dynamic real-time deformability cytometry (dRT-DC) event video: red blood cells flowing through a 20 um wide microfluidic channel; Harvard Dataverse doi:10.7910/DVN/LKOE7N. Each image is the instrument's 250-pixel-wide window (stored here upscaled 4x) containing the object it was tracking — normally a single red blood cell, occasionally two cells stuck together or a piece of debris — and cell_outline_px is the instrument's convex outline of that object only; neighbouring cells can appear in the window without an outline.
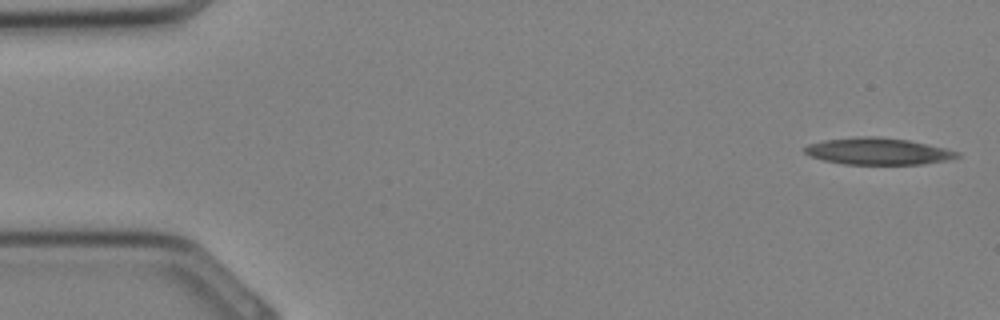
{"species": "Egyptian fruit bat (a non-hibernating species)", "species_latin": "Rousettus aegyptiacus", "temperature_condition": "cold", "stored_images_in_passage": 7, "camera_frame_rate_fps": 3000, "um_per_image_px": 0.085, "animal": {"sex": "female"}, "frame": {"image": 1, "passage_image": 1, "time_ms": 0.0, "image_size_px": [1000, 320], "cell_outline_px": [[960, 156], [948, 160], [924, 164], [844, 164], [824, 160], [812, 156], [804, 152], [804, 148], [808, 144], [824, 140], [856, 136], [880, 136], [908, 140], [928, 144], [960, 152]], "centroid_in_image_um": [74.64, 12.85], "position_along_channel_um": 10.4, "area_um2": 23.81}}